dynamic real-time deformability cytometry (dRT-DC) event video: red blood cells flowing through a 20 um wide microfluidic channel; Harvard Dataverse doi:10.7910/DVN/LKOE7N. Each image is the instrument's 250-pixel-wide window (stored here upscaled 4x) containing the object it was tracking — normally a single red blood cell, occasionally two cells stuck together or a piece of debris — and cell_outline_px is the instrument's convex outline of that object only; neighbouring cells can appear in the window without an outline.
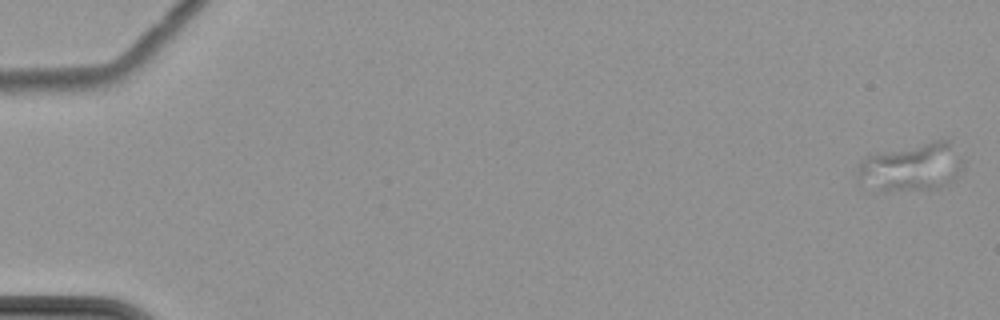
{"species": "common noctule bat (a hibernating species)", "species_latin": "Nyctalus noctula", "temperature_condition": "cold", "stored_images_in_passage": 9, "camera_frame_rate_fps": 3000, "um_per_image_px": 0.085, "animal": {"sex": "female", "body_mass_g": 22.7, "forearm_length_mm": 54.2}, "frame": {"image": 1, "passage_image": 1, "time_ms": 0.0, "image_size_px": [1000, 320], "cell_outline_px": [[964, 168], [960, 176], [948, 184], [936, 188], [888, 192], [884, 192], [860, 188], [856, 180], [856, 176], [860, 160], [864, 156], [932, 140], [948, 140], [964, 160]], "centroid_in_image_um": [77.43, 14.25], "position_along_channel_um": 7.6, "area_um2": 30.75}}
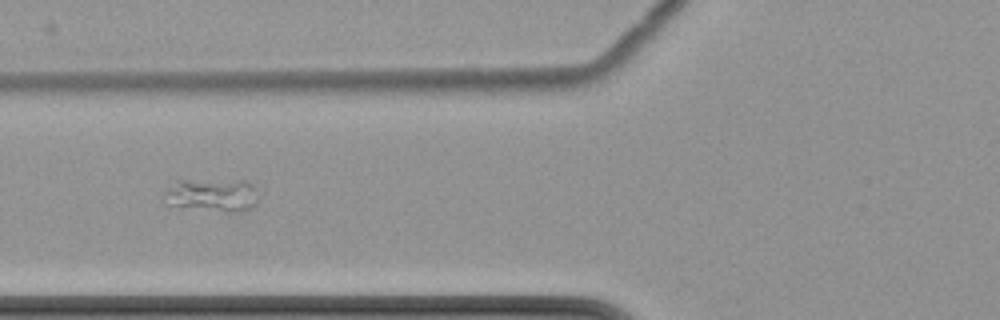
{"frame": {"image": 2, "passage_image": 8, "time_ms": 8.667, "image_size_px": [1000, 320], "cell_outline_px": [[264, 192], [256, 204], [240, 212], [224, 212], [180, 208], [168, 204], [160, 200], [168, 184], [176, 180], [248, 180]], "centroid_in_image_um": [18.06, 16.58], "position_along_channel_um": 107.7, "area_um2": 19.54}}
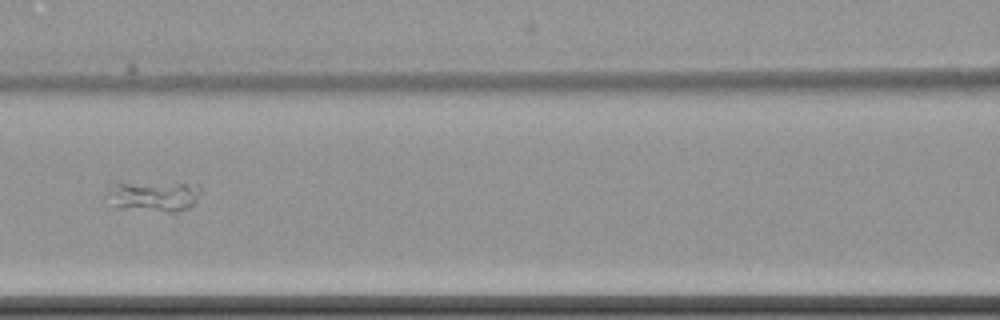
{"frame": {"image": 3, "passage_image": 9, "time_ms": 10.0, "image_size_px": [1000, 320], "cell_outline_px": [[204, 188], [196, 200], [188, 208], [176, 212], [168, 212], [116, 208], [104, 196], [108, 188], [116, 180], [120, 180], [200, 184]], "centroid_in_image_um": [12.99, 16.62], "position_along_channel_um": 153.6, "area_um2": 17.92}}